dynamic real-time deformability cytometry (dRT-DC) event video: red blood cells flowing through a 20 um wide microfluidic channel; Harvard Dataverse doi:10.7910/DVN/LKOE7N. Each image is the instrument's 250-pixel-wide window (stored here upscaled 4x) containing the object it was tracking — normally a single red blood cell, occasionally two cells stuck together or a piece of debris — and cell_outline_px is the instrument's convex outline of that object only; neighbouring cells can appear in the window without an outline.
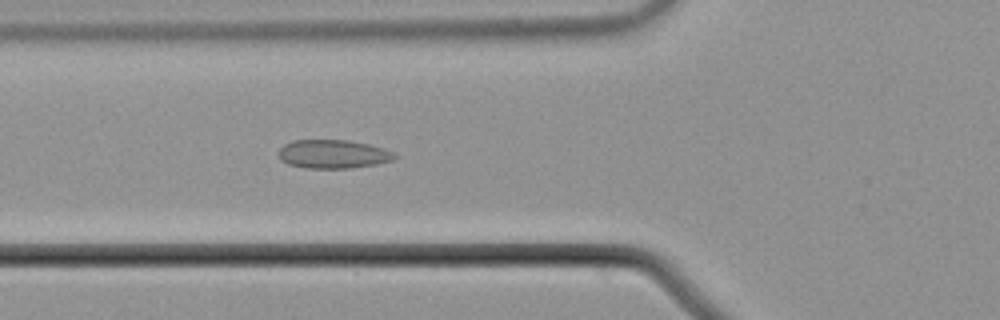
{"species": "common noctule bat (a hibernating species)", "species_latin": "Nyctalus noctula", "temperature_condition": "cold", "stored_images_in_passage": 56, "camera_frame_rate_fps": 3000, "um_per_image_px": 0.085, "animal": {"sex": "male", "body_mass_g": 21.5, "forearm_length_mm": 52.0}, "frame": {"image": 1, "passage_image": 21, "time_ms": 6.667, "image_size_px": [1000, 320], "cell_outline_px": [[396, 156], [392, 160], [376, 164], [348, 168], [304, 168], [288, 164], [280, 160], [280, 148], [284, 144], [292, 140], [348, 140], [368, 144], [384, 148], [396, 152]], "centroid_in_image_um": [28.31, 13.09], "position_along_channel_um": 97.5, "area_um2": 19.36}}
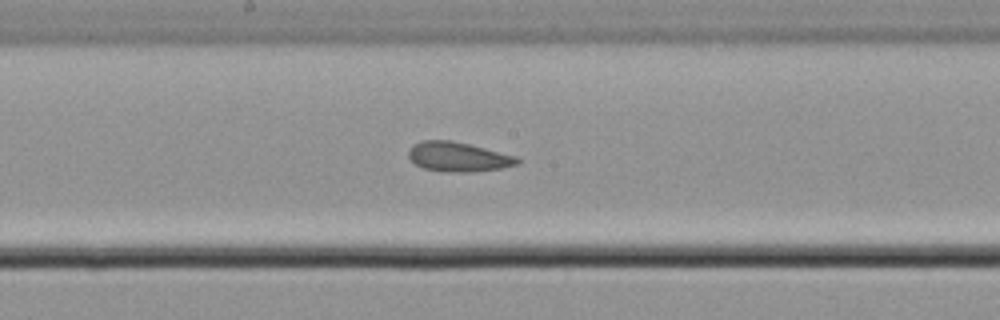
{"frame": {"image": 2, "passage_image": 30, "time_ms": 9.667, "image_size_px": [1000, 320], "cell_outline_px": [[520, 164], [500, 168], [472, 172], [444, 172], [424, 168], [416, 164], [408, 156], [408, 152], [412, 144], [420, 140], [452, 140], [516, 156], [520, 160]], "centroid_in_image_um": [38.92, 13.33], "position_along_channel_um": 209.3, "area_um2": 18.73}}
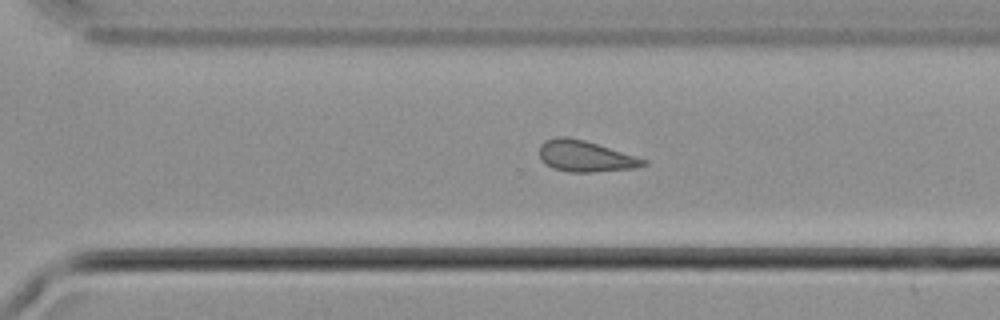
{"frame": {"image": 3, "passage_image": 39, "time_ms": 12.667, "image_size_px": [1000, 320], "cell_outline_px": [[648, 164], [636, 168], [592, 172], [568, 172], [552, 168], [544, 164], [540, 160], [540, 144], [544, 140], [556, 136], [568, 136], [584, 140], [648, 160]], "centroid_in_image_um": [49.71, 13.28], "position_along_channel_um": 320.9, "area_um2": 19.02}, "authors_computed_cell_mechanics": {"area_um2": 19.2185, "velocity_mm_per_s": 3.7155, "shape_relaxation_time_tau1_ms": null, "shape_relaxation_time_tau2_ms": 1.6241, "deformation_change_tau1": null, "deformation_change_tau2": 0.091}}